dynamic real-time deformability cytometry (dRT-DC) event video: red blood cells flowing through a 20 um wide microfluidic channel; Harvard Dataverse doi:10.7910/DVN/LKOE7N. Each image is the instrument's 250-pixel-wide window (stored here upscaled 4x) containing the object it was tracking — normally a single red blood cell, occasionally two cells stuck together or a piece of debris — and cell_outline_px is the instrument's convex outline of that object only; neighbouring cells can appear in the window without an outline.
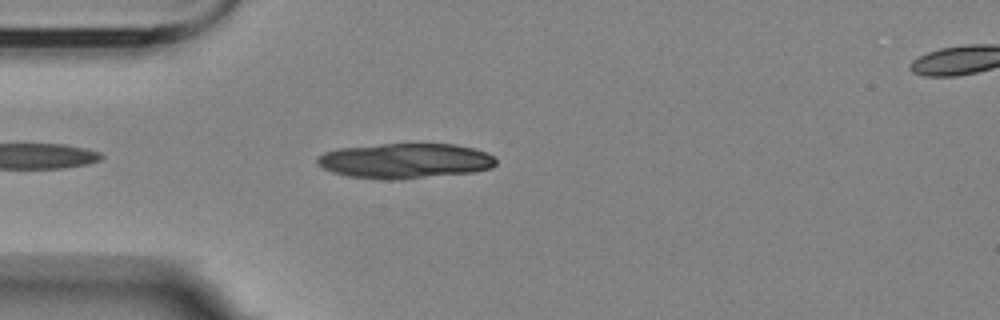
{"species": "Egyptian fruit bat (a non-hibernating species)", "species_latin": "Rousettus aegyptiacus", "temperature_condition": "room temperature", "stored_images_in_passage": 29, "camera_frame_rate_fps": 3000, "um_per_image_px": 0.085, "animal": {"sex": "female"}, "frame": {"image": 1, "passage_image": 3, "time_ms": 0.667, "image_size_px": [1000, 320], "cell_outline_px": [[496, 164], [492, 168], [472, 172], [400, 180], [380, 180], [348, 176], [332, 172], [316, 164], [316, 156], [324, 152], [336, 148], [380, 144], [456, 144], [476, 148], [488, 152], [496, 156]], "centroid_in_image_um": [34.43, 13.67], "position_along_channel_um": 50.6, "area_um2": 37.22}}
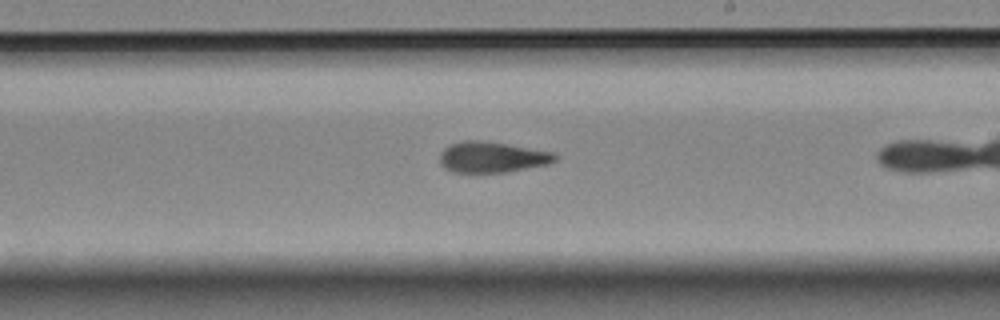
{"frame": {"image": 2, "passage_image": 17, "time_ms": 5.333, "image_size_px": [1000, 320], "cell_outline_px": [[560, 156], [552, 164], [508, 172], [452, 172], [444, 168], [440, 164], [440, 152], [448, 144], [460, 140], [480, 140], [552, 152]], "centroid_in_image_um": [41.81, 13.36], "position_along_channel_um": 247.2, "area_um2": 20.92}}
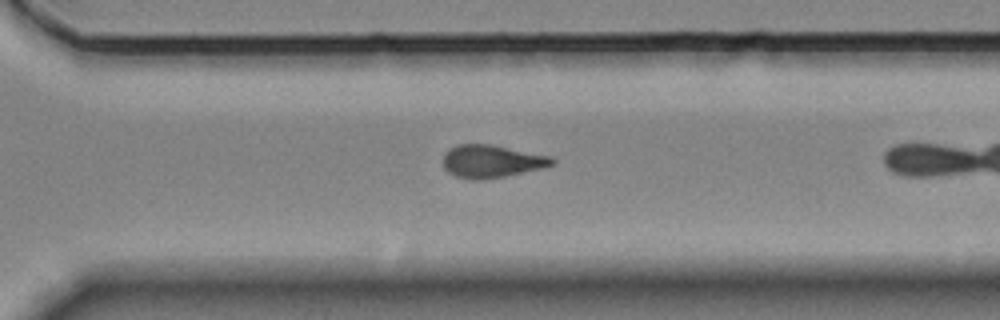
{"frame": {"image": 3, "passage_image": 24, "time_ms": 7.667, "image_size_px": [1000, 320], "cell_outline_px": [[556, 164], [544, 168], [508, 176], [480, 180], [472, 180], [456, 176], [448, 172], [444, 168], [444, 152], [456, 144], [492, 144], [552, 156], [556, 160]], "centroid_in_image_um": [41.83, 13.71], "position_along_channel_um": 328.8, "area_um2": 21.21}}